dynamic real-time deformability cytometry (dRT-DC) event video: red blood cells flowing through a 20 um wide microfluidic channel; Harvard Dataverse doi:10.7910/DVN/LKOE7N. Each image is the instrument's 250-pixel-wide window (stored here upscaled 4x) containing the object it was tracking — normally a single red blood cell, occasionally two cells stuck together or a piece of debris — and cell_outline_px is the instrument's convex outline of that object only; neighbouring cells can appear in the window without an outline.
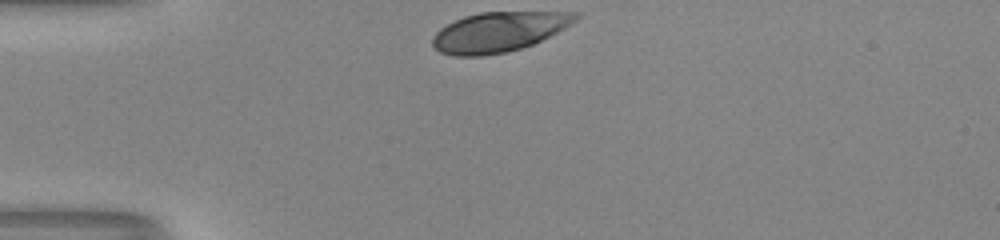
{"species": "human", "species_latin": "Homo sapiens", "temperature_condition": "room temperature", "stored_images_in_passage": 29, "camera_frame_rate_fps": 3000, "um_per_image_px": 0.085, "donor": {"sex": "male"}, "frame": {"image": 1, "passage_image": 1, "time_ms": 0.0, "image_size_px": [1000, 240], "cell_outline_px": [[580, 16], [576, 20], [564, 28], [532, 44], [520, 48], [504, 52], [484, 56], [456, 56], [440, 52], [432, 44], [432, 40], [436, 32], [440, 28], [464, 16], [480, 12], [580, 12]], "centroid_in_image_um": [42.38, 2.7], "position_along_channel_um": 42.6, "area_um2": 32.83}}
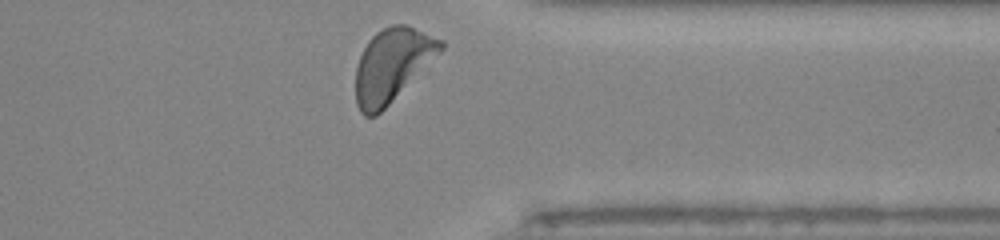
{"frame": {"image": 2, "passage_image": 29, "time_ms": 9.333, "image_size_px": [1000, 240], "cell_outline_px": [[444, 48], [376, 116], [364, 116], [360, 112], [356, 104], [356, 68], [360, 56], [368, 40], [376, 32], [392, 24], [404, 24], [444, 40]], "centroid_in_image_um": [33.31, 5.51], "position_along_channel_um": 378.1, "area_um2": 35.55}, "authors_computed_cell_mechanics": {"area_um2": 34.7378, "velocity_mm_per_s": 3.9957, "shape_relaxation_time_tau1_ms": 1.9128, "shape_relaxation_time_tau2_ms": null, "deformation_change_tau1": 0.1468, "deformation_change_tau2": null}}